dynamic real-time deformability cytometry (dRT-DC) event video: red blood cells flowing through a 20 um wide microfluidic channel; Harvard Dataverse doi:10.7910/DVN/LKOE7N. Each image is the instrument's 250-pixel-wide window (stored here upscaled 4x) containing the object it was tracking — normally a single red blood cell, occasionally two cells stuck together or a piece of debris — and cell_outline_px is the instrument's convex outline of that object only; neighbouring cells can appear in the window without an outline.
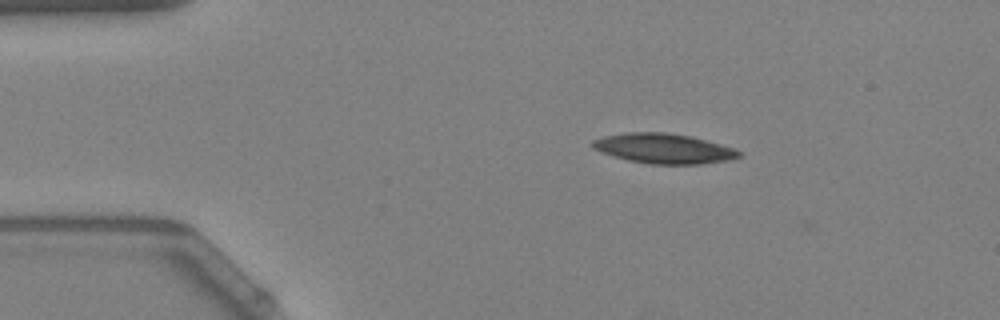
{"species": "Egyptian fruit bat (a non-hibernating species)", "species_latin": "Rousettus aegyptiacus", "temperature_condition": "warm", "stored_images_in_passage": 2, "camera_frame_rate_fps": 3000, "um_per_image_px": 0.085, "animal": {"sex": "female"}, "frame": {"image": 1, "passage_image": 1, "time_ms": 0.0, "image_size_px": [1000, 320], "cell_outline_px": [[740, 156], [728, 160], [700, 164], [648, 164], [628, 160], [592, 148], [592, 140], [604, 136], [628, 132], [664, 132], [692, 136], [736, 148], [740, 152]], "centroid_in_image_um": [56.45, 12.62], "position_along_channel_um": 28.6, "area_um2": 25.43}}